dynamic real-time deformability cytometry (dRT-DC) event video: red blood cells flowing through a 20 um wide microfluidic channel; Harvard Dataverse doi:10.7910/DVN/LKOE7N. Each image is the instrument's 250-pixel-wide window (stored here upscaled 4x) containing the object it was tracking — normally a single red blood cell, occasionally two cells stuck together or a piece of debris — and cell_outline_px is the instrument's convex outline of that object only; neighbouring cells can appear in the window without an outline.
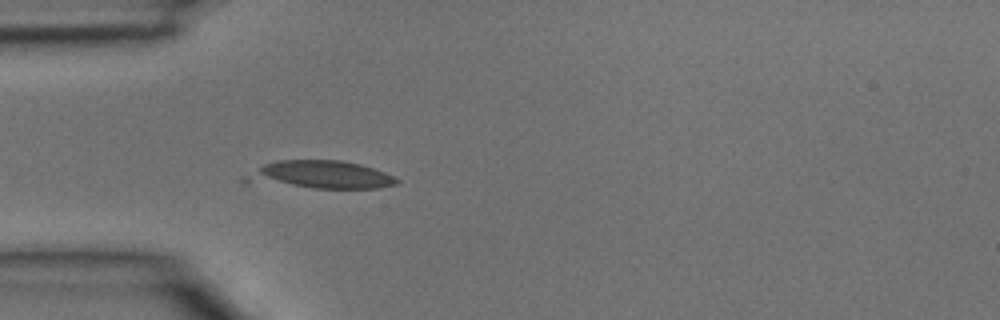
{"species": "common noctule bat (a hibernating species)", "species_latin": "Nyctalus noctula", "temperature_condition": "room temperature", "stored_images_in_passage": 3, "camera_frame_rate_fps": 3000, "um_per_image_px": 0.085, "animal": {"sex": "male", "body_mass_g": 15.6}, "frame": {"image": 1, "passage_image": 3, "time_ms": 0.667, "image_size_px": [1000, 320], "cell_outline_px": [[400, 180], [396, 184], [380, 188], [312, 188], [244, 184], [240, 180], [244, 176], [264, 164], [280, 160], [340, 160], [360, 164], [384, 172]], "centroid_in_image_um": [27.09, 14.88], "position_along_channel_um": 57.9, "area_um2": 25.09}}